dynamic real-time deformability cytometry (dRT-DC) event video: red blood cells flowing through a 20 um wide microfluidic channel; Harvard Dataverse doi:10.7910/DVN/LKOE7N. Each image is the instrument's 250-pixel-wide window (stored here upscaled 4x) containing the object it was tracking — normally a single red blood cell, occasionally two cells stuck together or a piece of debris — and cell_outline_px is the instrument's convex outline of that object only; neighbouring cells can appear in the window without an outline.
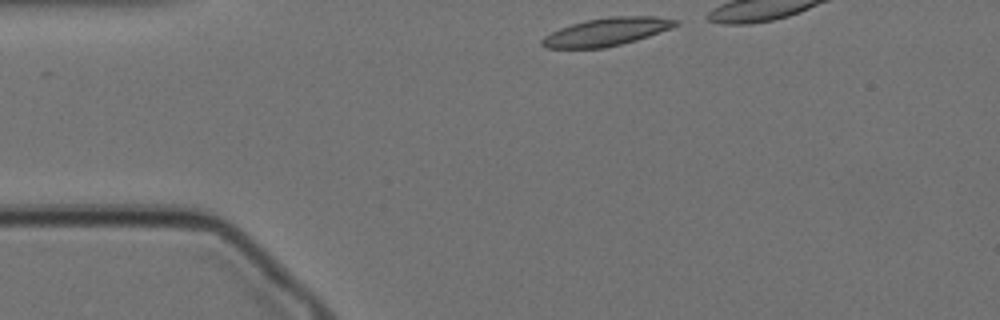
{"species": "Egyptian fruit bat (a non-hibernating species)", "species_latin": "Rousettus aegyptiacus", "temperature_condition": "cold", "stored_images_in_passage": 36, "camera_frame_rate_fps": 3000, "um_per_image_px": 0.085, "animal": {"sex": "female"}, "frame": {"image": 1, "passage_image": 1, "time_ms": 0.0, "image_size_px": [1000, 320], "cell_outline_px": [[680, 24], [672, 28], [636, 40], [604, 48], [544, 48], [540, 44], [540, 40], [544, 36], [560, 28], [572, 24], [588, 20], [612, 16], [656, 16], [680, 20]], "centroid_in_image_um": [51.58, 2.7], "position_along_channel_um": 33.4, "area_um2": 21.73}}
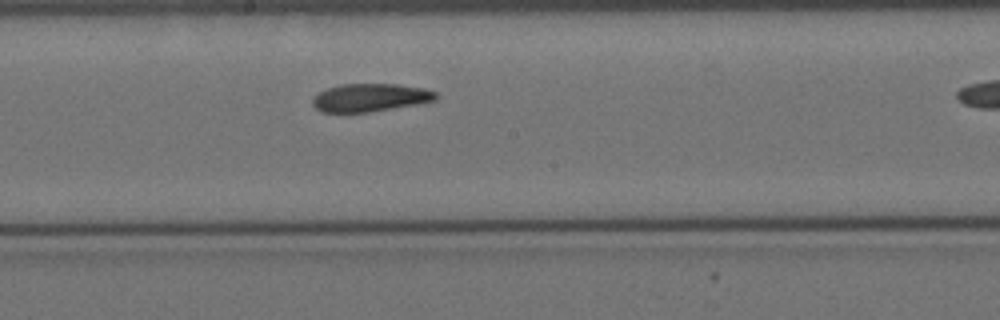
{"frame": {"image": 2, "passage_image": 20, "time_ms": 6.333, "image_size_px": [1000, 320], "cell_outline_px": [[440, 96], [436, 100], [416, 104], [368, 112], [320, 112], [312, 104], [312, 100], [320, 92], [328, 88], [340, 84], [396, 84], [424, 88], [436, 92]], "centroid_in_image_um": [31.49, 8.29], "position_along_channel_um": 216.7, "area_um2": 20.0}}
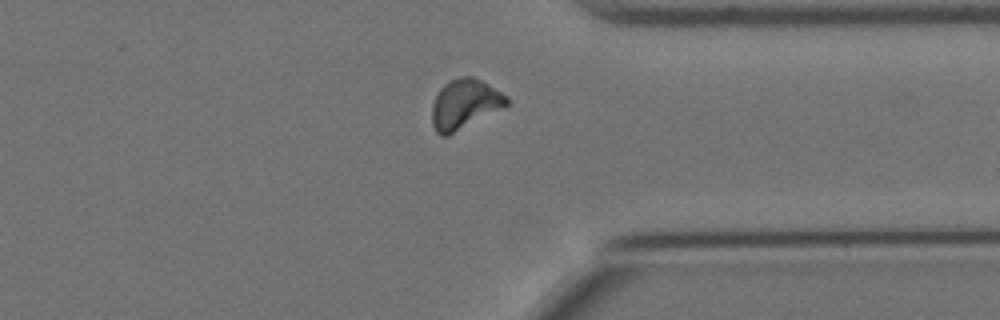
{"frame": {"image": 3, "passage_image": 34, "time_ms": 11.0, "image_size_px": [1000, 320], "cell_outline_px": [[508, 104], [448, 136], [440, 136], [436, 132], [432, 124], [432, 104], [440, 88], [448, 80], [460, 76], [472, 76], [488, 84], [508, 96]], "centroid_in_image_um": [39.46, 8.84], "position_along_channel_um": 371.9, "area_um2": 21.44}}